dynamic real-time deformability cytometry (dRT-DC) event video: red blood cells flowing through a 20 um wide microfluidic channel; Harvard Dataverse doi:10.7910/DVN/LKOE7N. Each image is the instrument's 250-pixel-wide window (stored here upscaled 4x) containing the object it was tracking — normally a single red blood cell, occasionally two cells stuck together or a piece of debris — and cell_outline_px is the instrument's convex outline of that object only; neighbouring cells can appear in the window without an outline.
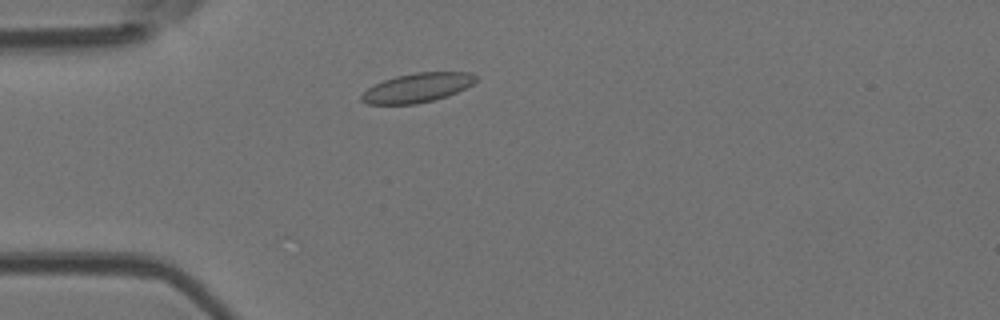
{"species": "Egyptian fruit bat (a non-hibernating species)", "species_latin": "Rousettus aegyptiacus", "temperature_condition": "room temperature", "stored_images_in_passage": 43, "camera_frame_rate_fps": 3000, "um_per_image_px": 0.085, "animal": {"sex": "female"}, "frame": {"image": 1, "passage_image": 6, "time_ms": 1.667, "image_size_px": [1000, 320], "cell_outline_px": [[476, 80], [472, 84], [448, 96], [416, 104], [368, 104], [360, 100], [360, 96], [368, 88], [384, 80], [396, 76], [416, 72], [472, 72], [476, 76]], "centroid_in_image_um": [35.46, 7.45], "position_along_channel_um": 49.5, "area_um2": 19.31}}
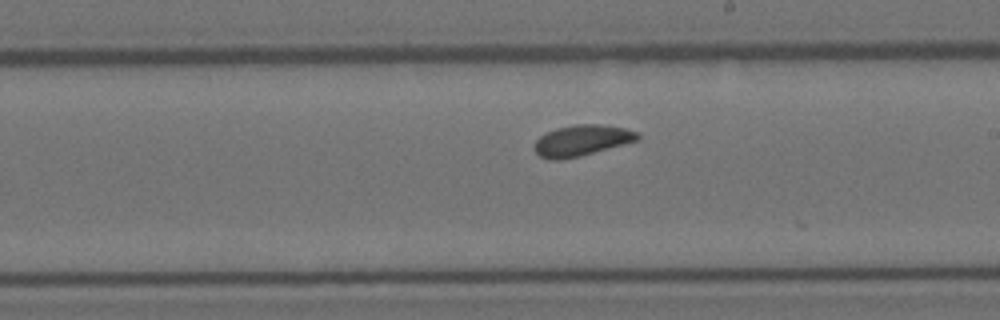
{"frame": {"image": 2, "passage_image": 22, "time_ms": 7.0, "image_size_px": [1000, 320], "cell_outline_px": [[640, 140], [580, 156], [560, 160], [548, 160], [540, 156], [532, 148], [536, 140], [540, 136], [556, 128], [576, 124], [600, 124], [624, 128], [636, 132], [640, 136]], "centroid_in_image_um": [49.43, 11.95], "position_along_channel_um": 239.6, "area_um2": 18.67}}
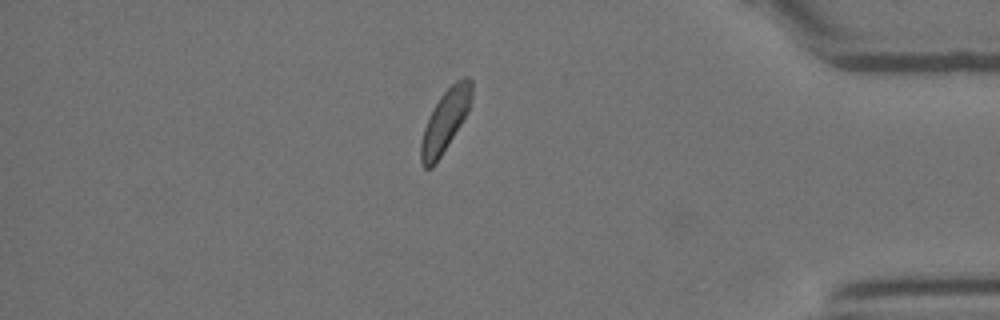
{"frame": {"image": 3, "passage_image": 37, "time_ms": 12.0, "image_size_px": [1000, 320], "cell_outline_px": [[472, 100], [468, 112], [448, 144], [432, 168], [424, 168], [420, 160], [420, 144], [424, 128], [428, 116], [432, 108], [440, 96], [456, 80], [464, 76], [468, 76], [472, 80]], "centroid_in_image_um": [37.84, 10.23], "position_along_channel_um": 397.4, "area_um2": 18.32}, "authors_computed_cell_mechanics": {"area_um2": 18.4382, "velocity_mm_per_s": 3.8065, "shape_relaxation_time_tau1_ms": 2.8784, "shape_relaxation_time_tau2_ms": null, "deformation_change_tau1": 0.0527, "deformation_change_tau2": null}}